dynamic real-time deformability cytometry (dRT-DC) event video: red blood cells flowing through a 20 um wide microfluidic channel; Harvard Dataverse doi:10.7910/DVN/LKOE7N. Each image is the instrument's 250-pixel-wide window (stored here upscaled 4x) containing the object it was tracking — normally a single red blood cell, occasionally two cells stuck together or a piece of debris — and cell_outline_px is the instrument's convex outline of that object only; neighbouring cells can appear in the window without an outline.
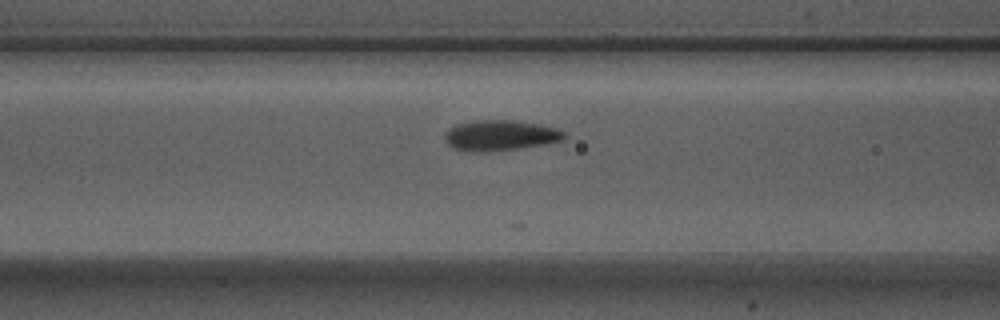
{"species": "Egyptian fruit bat (a non-hibernating species)", "species_latin": "Rousettus aegyptiacus", "temperature_condition": "warm", "stored_images_in_passage": 10, "camera_frame_rate_fps": 3000, "um_per_image_px": 0.085, "animal": {"sex": "male"}, "frame": {"image": 1, "passage_image": 5, "time_ms": 1.333, "image_size_px": [1000, 320], "cell_outline_px": [[568, 136], [564, 140], [544, 144], [520, 148], [480, 152], [472, 152], [452, 148], [444, 140], [444, 132], [452, 124], [476, 120], [512, 120], [536, 124], [556, 128], [564, 132]], "centroid_in_image_um": [42.46, 11.5], "position_along_channel_um": 124.1, "area_um2": 21.44}}
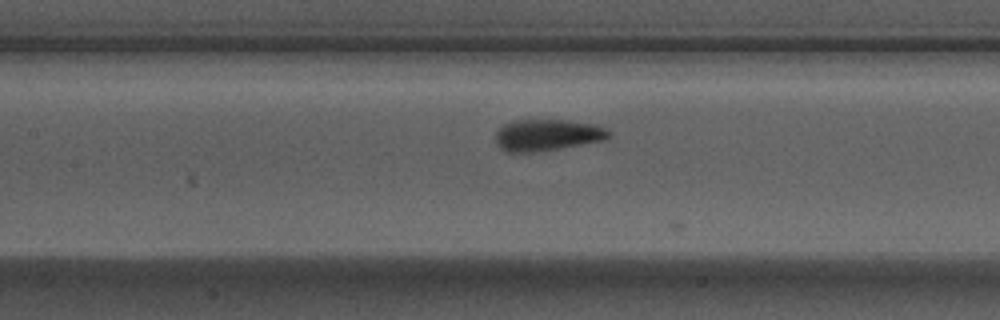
{"frame": {"image": 2, "passage_image": 8, "time_ms": 2.333, "image_size_px": [1000, 320], "cell_outline_px": [[612, 136], [608, 140], [560, 148], [532, 152], [508, 152], [500, 148], [496, 144], [496, 128], [512, 120], [564, 120], [596, 124], [612, 132]], "centroid_in_image_um": [46.54, 11.47], "position_along_channel_um": 160.9, "area_um2": 21.1}}